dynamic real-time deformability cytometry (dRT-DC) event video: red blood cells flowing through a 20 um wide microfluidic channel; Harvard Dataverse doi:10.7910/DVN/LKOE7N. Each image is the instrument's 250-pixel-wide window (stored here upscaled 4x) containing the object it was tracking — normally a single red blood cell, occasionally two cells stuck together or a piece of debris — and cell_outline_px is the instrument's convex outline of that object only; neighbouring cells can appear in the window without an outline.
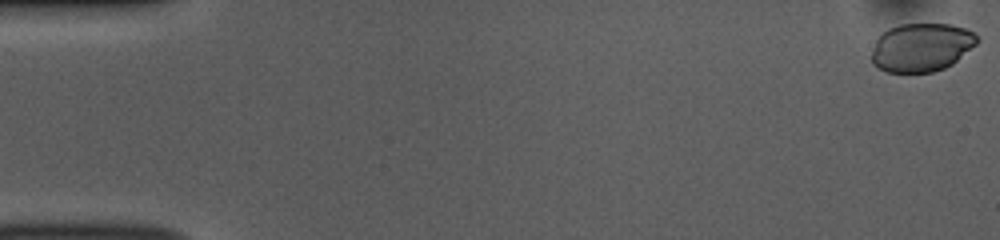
{"species": "common noctule bat (a hibernating species)", "species_latin": "Nyctalus noctula", "temperature_condition": "room temperature", "stored_images_in_passage": 52, "camera_frame_rate_fps": 3000, "um_per_image_px": 0.085, "animal": {"sex": "female", "body_mass_g": 10.0, "forearm_length_mm": 53.1}, "frame": {"image": 1, "passage_image": 1, "time_ms": 0.0, "image_size_px": [1000, 240], "cell_outline_px": [[980, 40], [976, 44], [952, 64], [944, 68], [932, 72], [888, 72], [872, 64], [872, 52], [876, 40], [888, 28], [900, 24], [952, 24], [964, 28], [972, 32]], "centroid_in_image_um": [78.32, 4.02], "position_along_channel_um": 6.7, "area_um2": 29.59}}
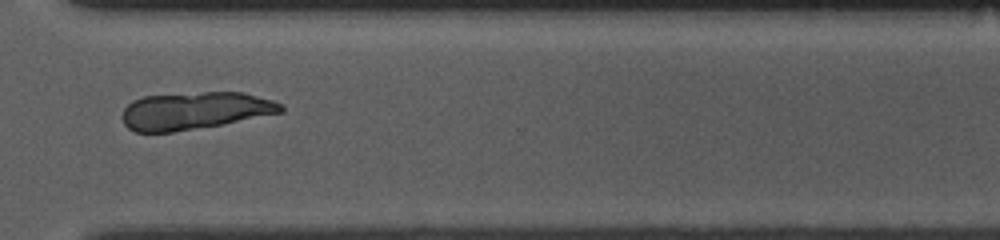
{"frame": {"image": 2, "passage_image": 39, "time_ms": 12.667, "image_size_px": [1000, 240], "cell_outline_px": [[284, 112], [220, 124], [172, 132], [136, 132], [128, 128], [124, 124], [120, 116], [124, 108], [132, 100], [144, 96], [204, 92], [244, 92], [272, 100], [284, 104]], "centroid_in_image_um": [16.54, 9.4], "position_along_channel_um": 354.1, "area_um2": 34.56}}
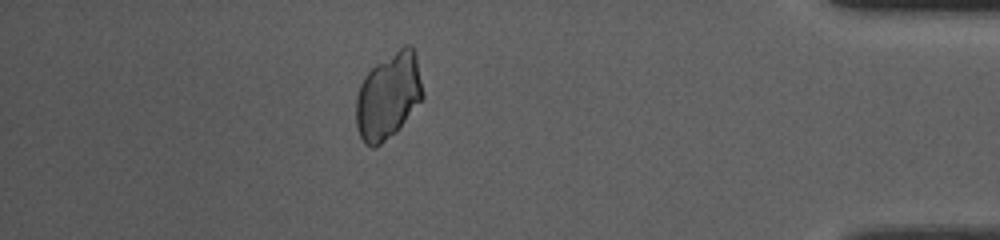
{"frame": {"image": 3, "passage_image": 46, "time_ms": 15.0, "image_size_px": [1000, 240], "cell_outline_px": [[424, 96], [396, 132], [376, 148], [372, 148], [364, 144], [356, 128], [356, 96], [360, 84], [364, 76], [376, 64], [404, 44], [408, 44], [416, 52]], "centroid_in_image_um": [32.99, 8.17], "position_along_channel_um": 402.2, "area_um2": 33.64}}